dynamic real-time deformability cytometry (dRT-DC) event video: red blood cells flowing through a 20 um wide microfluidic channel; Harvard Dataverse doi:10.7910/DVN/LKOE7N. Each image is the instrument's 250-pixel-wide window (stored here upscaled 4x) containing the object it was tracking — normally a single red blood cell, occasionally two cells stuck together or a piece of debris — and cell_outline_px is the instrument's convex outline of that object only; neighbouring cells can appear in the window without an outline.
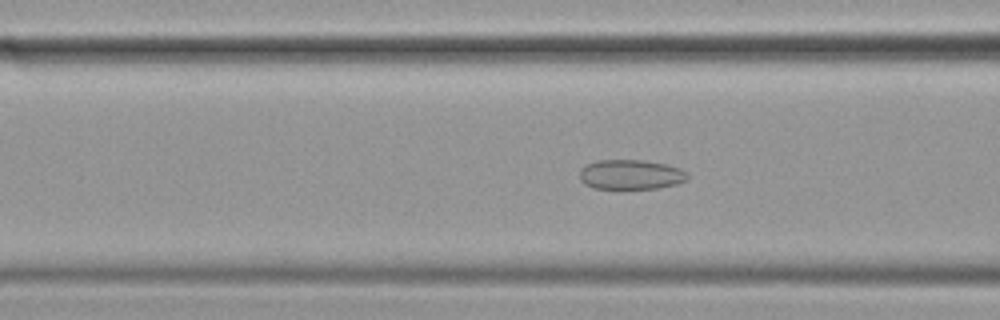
{"species": "common noctule bat (a hibernating species)", "species_latin": "Nyctalus noctula", "temperature_condition": "cold", "stored_images_in_passage": 59, "camera_frame_rate_fps": 3000, "um_per_image_px": 0.085, "animal": {"sex": "female", "body_mass_g": 19.9}, "frame": {"image": 1, "passage_image": 22, "time_ms": 7.0, "image_size_px": [1000, 320], "cell_outline_px": [[688, 180], [676, 184], [656, 188], [592, 188], [584, 184], [580, 180], [580, 168], [584, 164], [596, 160], [644, 160], [664, 164], [680, 168], [688, 172]], "centroid_in_image_um": [53.59, 14.83], "position_along_channel_um": 113.0, "area_um2": 18.84}}
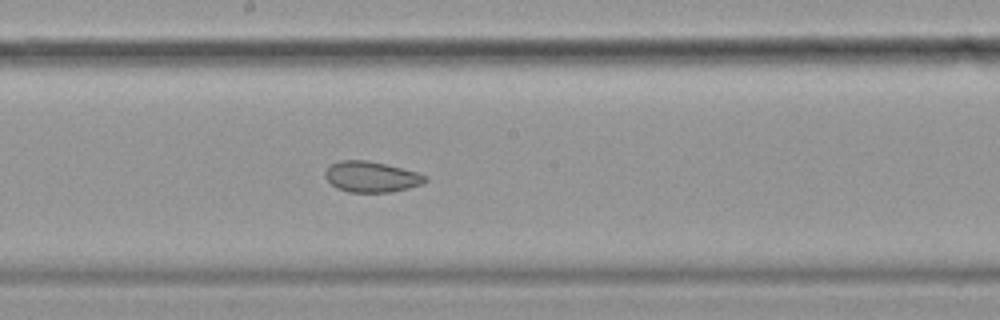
{"frame": {"image": 2, "passage_image": 31, "time_ms": 10.0, "image_size_px": [1000, 320], "cell_outline_px": [[428, 180], [420, 184], [408, 188], [392, 192], [348, 192], [336, 188], [324, 176], [324, 172], [332, 164], [340, 160], [368, 160], [416, 172], [428, 176]], "centroid_in_image_um": [31.55, 15.03], "position_along_channel_um": 216.6, "area_um2": 17.8}}
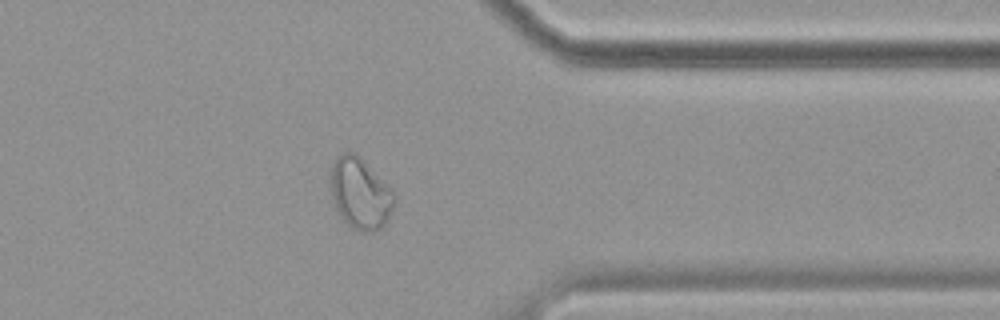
{"frame": {"image": 3, "passage_image": 46, "time_ms": 15.0, "image_size_px": [1000, 320], "cell_outline_px": [[396, 200], [388, 220], [380, 228], [372, 232], [360, 232], [352, 228], [344, 220], [332, 204], [328, 184], [332, 164], [344, 152], [356, 152], [392, 188]], "centroid_in_image_um": [30.6, 16.44], "position_along_channel_um": 380.8, "area_um2": 26.99}, "authors_computed_cell_mechanics": {"area_um2": 24.565, "velocity_mm_per_s": 3.4629, "shape_relaxation_time_tau1_ms": 9.231, "shape_relaxation_time_tau2_ms": 1.7072, "deformation_change_tau1": 0.1312, "deformation_change_tau2": 0.0583}}